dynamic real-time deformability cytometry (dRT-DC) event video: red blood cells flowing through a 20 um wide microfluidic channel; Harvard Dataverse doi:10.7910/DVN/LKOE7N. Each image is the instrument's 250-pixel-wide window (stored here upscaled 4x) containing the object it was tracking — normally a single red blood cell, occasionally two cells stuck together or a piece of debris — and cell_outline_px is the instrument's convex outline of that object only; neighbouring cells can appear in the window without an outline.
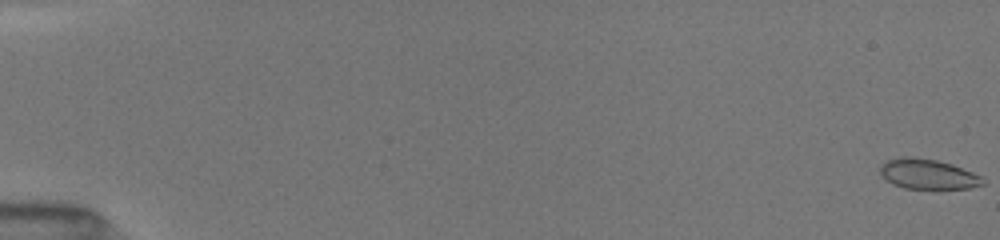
{"species": "common noctule bat (a hibernating species)", "species_latin": "Nyctalus noctula", "temperature_condition": "room temperature", "stored_images_in_passage": 10, "camera_frame_rate_fps": 3000, "um_per_image_px": 0.085, "animal": {"sex": "female", "body_mass_g": 19.5, "forearm_length_mm": 54.1}, "frame": {"image": 1, "passage_image": 1, "time_ms": 0.0, "image_size_px": [1000, 240], "cell_outline_px": [[984, 184], [968, 188], [904, 188], [892, 184], [880, 172], [880, 164], [884, 160], [900, 156], [912, 156], [936, 160], [952, 164], [972, 172], [980, 176], [984, 180]], "centroid_in_image_um": [78.82, 14.77], "position_along_channel_um": 6.2, "area_um2": 17.92}}
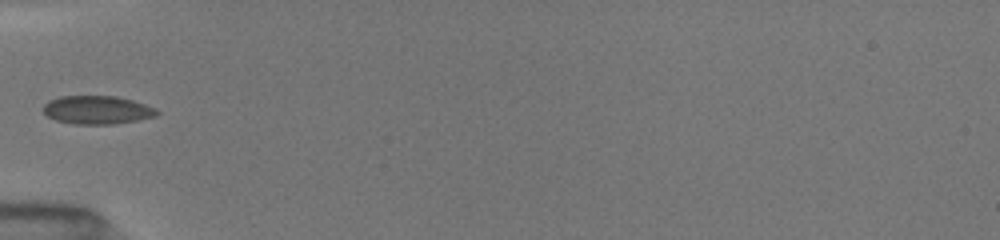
{"frame": {"image": 2, "passage_image": 7, "time_ms": 6.333, "image_size_px": [1000, 240], "cell_outline_px": [[160, 112], [156, 116], [136, 120], [112, 124], [72, 124], [56, 120], [48, 116], [40, 108], [48, 100], [60, 96], [116, 96], [132, 100], [156, 108]], "centroid_in_image_um": [8.22, 9.34], "position_along_channel_um": 76.8, "area_um2": 18.84}}
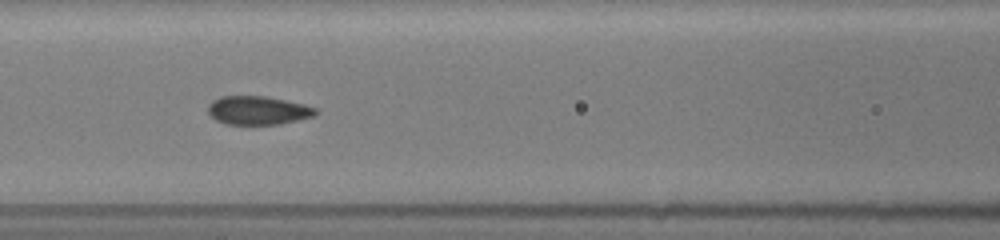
{"frame": {"image": 3, "passage_image": 9, "time_ms": 8.0, "image_size_px": [1000, 240], "cell_outline_px": [[320, 112], [316, 116], [280, 124], [228, 124], [216, 120], [208, 112], [208, 104], [212, 100], [220, 96], [268, 96], [304, 104], [316, 108]], "centroid_in_image_um": [21.96, 9.37], "position_along_channel_um": 144.6, "area_um2": 18.09}}